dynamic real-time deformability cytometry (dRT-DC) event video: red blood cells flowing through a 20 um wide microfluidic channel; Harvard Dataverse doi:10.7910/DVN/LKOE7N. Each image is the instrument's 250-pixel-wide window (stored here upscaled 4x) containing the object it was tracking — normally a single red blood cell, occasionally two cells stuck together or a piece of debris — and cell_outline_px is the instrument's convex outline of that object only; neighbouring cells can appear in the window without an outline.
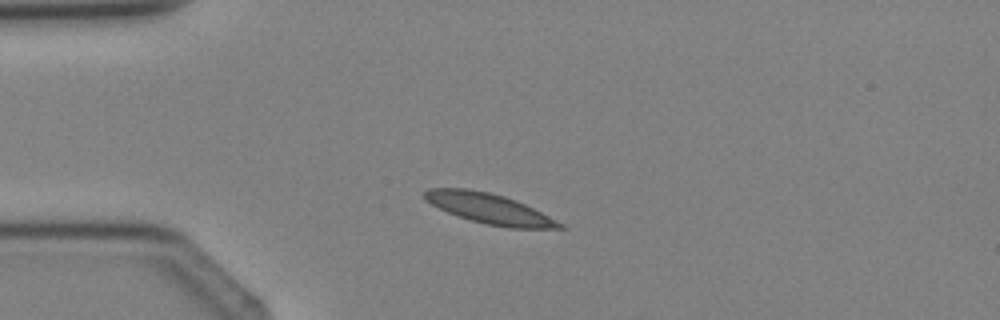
{"species": "Egyptian fruit bat (a non-hibernating species)", "species_latin": "Rousettus aegyptiacus", "temperature_condition": "cold", "stored_images_in_passage": 2, "camera_frame_rate_fps": 3000, "um_per_image_px": 0.085, "animal": {"sex": "female"}, "frame": {"image": 1, "passage_image": 2, "time_ms": 1.0, "image_size_px": [1000, 320], "cell_outline_px": [[568, 228], [508, 228], [484, 224], [448, 212], [424, 200], [424, 192], [428, 188], [468, 188], [488, 192], [504, 196], [516, 200], [564, 224]], "centroid_in_image_um": [41.58, 17.73], "position_along_channel_um": 43.4, "area_um2": 23.52}}